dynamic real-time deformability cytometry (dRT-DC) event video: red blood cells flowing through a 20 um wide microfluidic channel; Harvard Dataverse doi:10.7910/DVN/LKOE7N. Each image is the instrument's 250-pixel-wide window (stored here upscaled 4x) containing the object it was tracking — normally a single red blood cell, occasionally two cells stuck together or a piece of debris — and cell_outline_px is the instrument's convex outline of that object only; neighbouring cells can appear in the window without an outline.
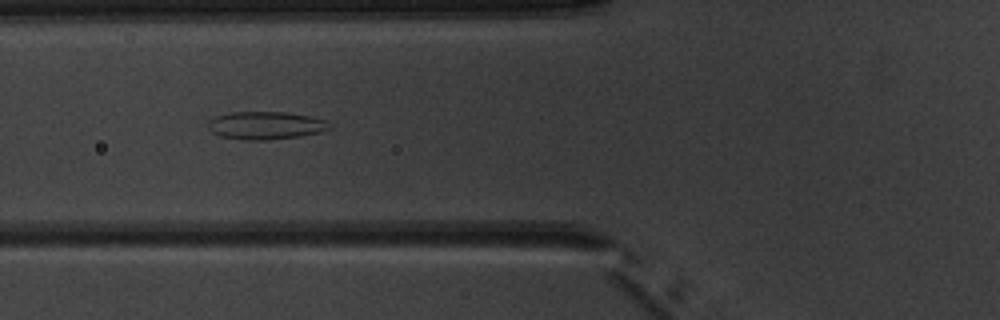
{"species": "common noctule bat (a hibernating species)", "species_latin": "Nyctalus noctula", "temperature_condition": "warm", "stored_images_in_passage": 7, "camera_frame_rate_fps": 3000, "um_per_image_px": 0.085, "animal": {"sex": "male", "body_mass_g": 20.1, "forearm_length_mm": 53.5}, "frame": {"image": 1, "passage_image": 6, "time_ms": 4.667, "image_size_px": [1000, 320], "cell_outline_px": [[332, 128], [320, 132], [300, 136], [268, 140], [244, 140], [220, 136], [212, 132], [208, 128], [208, 120], [216, 116], [232, 112], [284, 112], [312, 116], [328, 120]], "centroid_in_image_um": [22.61, 10.66], "position_along_channel_um": 103.2, "area_um2": 19.88}}
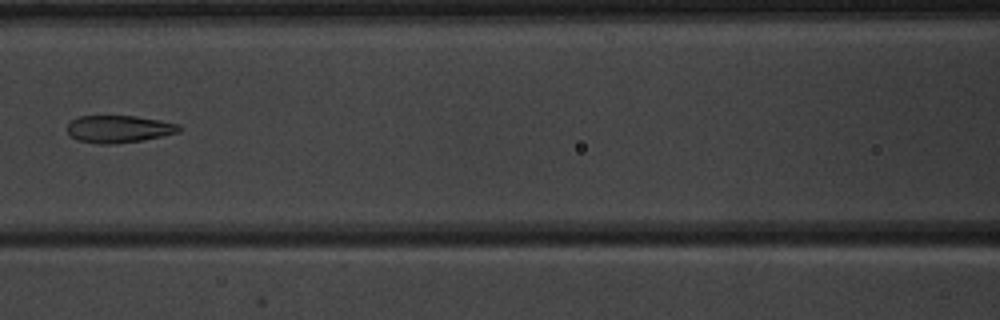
{"frame": {"image": 2, "passage_image": 7, "time_ms": 6.0, "image_size_px": [1000, 320], "cell_outline_px": [[180, 132], [144, 140], [116, 144], [100, 144], [76, 140], [68, 132], [68, 124], [72, 120], [80, 116], [136, 116], [160, 120], [180, 124]], "centroid_in_image_um": [10.13, 10.97], "position_along_channel_um": 156.5, "area_um2": 17.86}}